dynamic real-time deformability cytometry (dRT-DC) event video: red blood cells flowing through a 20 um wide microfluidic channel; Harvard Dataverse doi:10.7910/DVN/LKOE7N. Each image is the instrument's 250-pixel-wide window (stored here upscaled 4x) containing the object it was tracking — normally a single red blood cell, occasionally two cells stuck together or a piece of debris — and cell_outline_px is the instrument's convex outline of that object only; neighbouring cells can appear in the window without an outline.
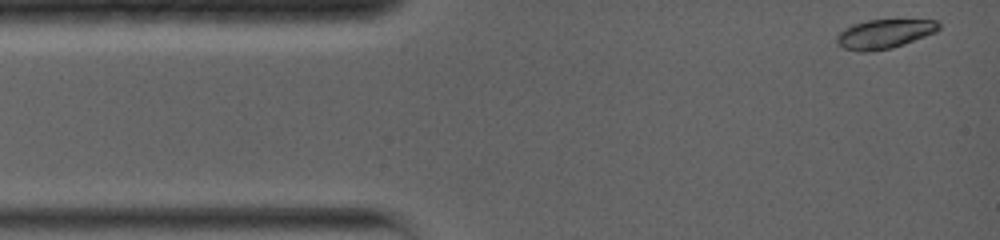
{"species": "common noctule bat (a hibernating species)", "species_latin": "Nyctalus noctula", "temperature_condition": "warm", "stored_images_in_passage": 75, "camera_frame_rate_fps": 5000, "um_per_image_px": 0.085, "animal": {"sex": "female", "body_mass_g": 19.0, "forearm_length_mm": 56.7}, "frame": {"image": 1, "passage_image": 1, "time_ms": 0.0, "image_size_px": [1000, 240], "cell_outline_px": [[940, 28], [936, 32], [904, 44], [892, 48], [872, 52], [860, 52], [844, 48], [836, 44], [836, 36], [844, 28], [852, 24], [868, 20], [936, 20], [940, 24]], "centroid_in_image_um": [75.14, 2.89], "position_along_channel_um": 9.9, "area_um2": 17.46}}
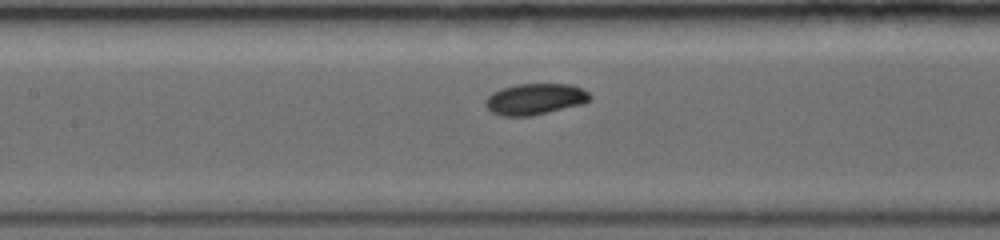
{"frame": {"image": 2, "passage_image": 32, "time_ms": 5.6, "image_size_px": [1000, 240], "cell_outline_px": [[592, 100], [584, 104], [532, 116], [500, 116], [492, 112], [484, 104], [484, 100], [492, 92], [500, 88], [516, 84], [572, 84], [588, 92], [592, 96]], "centroid_in_image_um": [45.49, 8.42], "position_along_channel_um": 161.9, "area_um2": 19.31}}
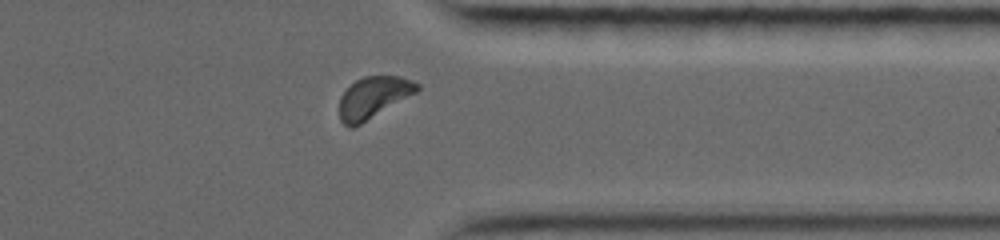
{"frame": {"image": 3, "passage_image": 64, "time_ms": 11.2, "image_size_px": [1000, 240], "cell_outline_px": [[420, 88], [416, 92], [360, 124], [352, 128], [348, 128], [340, 120], [340, 96], [356, 80], [364, 76], [400, 76], [412, 80], [420, 84]], "centroid_in_image_um": [31.73, 8.27], "position_along_channel_um": 379.7, "area_um2": 18.5}, "authors_computed_cell_mechanics": {"area_um2": 18.2648, "velocity_mm_per_s": 3.9276, "shape_relaxation_time_tau1_ms": 3.4966, "shape_relaxation_time_tau2_ms": null, "deformation_change_tau1": 0.1601, "deformation_change_tau2": null}}